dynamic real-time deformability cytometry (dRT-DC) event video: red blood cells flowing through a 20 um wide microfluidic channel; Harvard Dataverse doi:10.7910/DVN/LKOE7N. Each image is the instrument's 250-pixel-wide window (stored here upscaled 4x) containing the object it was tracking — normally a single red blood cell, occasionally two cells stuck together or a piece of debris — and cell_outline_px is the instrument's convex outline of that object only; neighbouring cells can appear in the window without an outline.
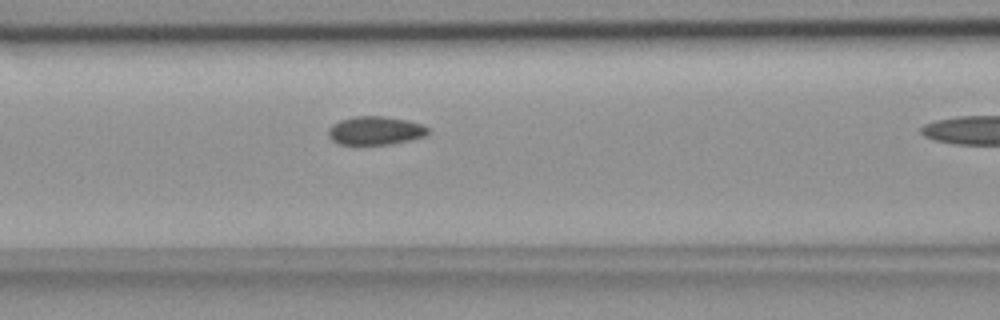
{"species": "common noctule bat (a hibernating species)", "species_latin": "Nyctalus noctula", "temperature_condition": "room temperature", "stored_images_in_passage": 33, "camera_frame_rate_fps": 3000, "um_per_image_px": 0.085, "animal": {"sex": "female", "body_mass_g": 18.4}, "frame": {"image": 1, "passage_image": 12, "time_ms": 3.667, "image_size_px": [1000, 320], "cell_outline_px": [[428, 132], [424, 136], [408, 140], [388, 144], [340, 144], [332, 140], [328, 136], [328, 128], [332, 124], [340, 120], [352, 116], [384, 116], [408, 120], [420, 124], [428, 128]], "centroid_in_image_um": [31.85, 11.08], "position_along_channel_um": 134.7, "area_um2": 16.42}}
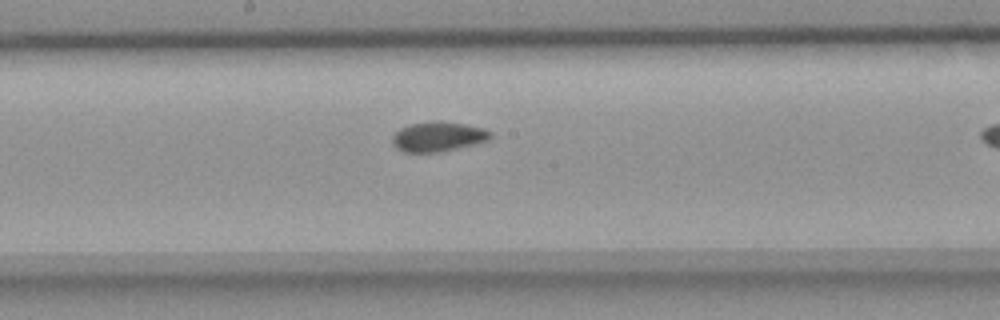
{"frame": {"image": 2, "passage_image": 18, "time_ms": 5.667, "image_size_px": [1000, 320], "cell_outline_px": [[492, 136], [488, 140], [440, 152], [404, 152], [396, 148], [392, 144], [392, 136], [400, 128], [408, 124], [432, 120], [444, 120], [484, 128], [492, 132]], "centroid_in_image_um": [37.21, 11.59], "position_along_channel_um": 211.0, "area_um2": 17.22}}
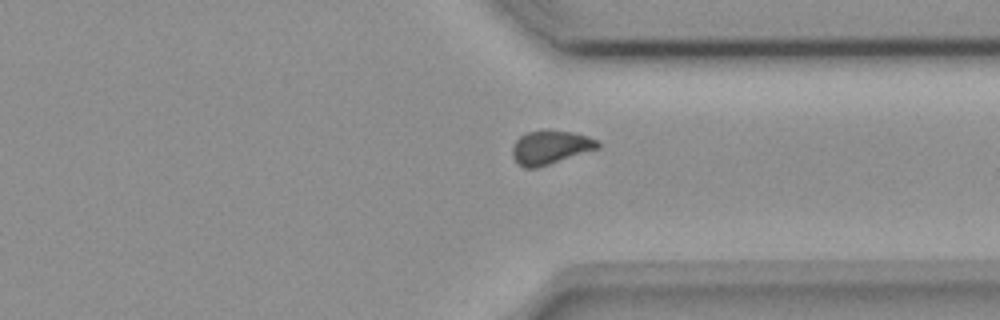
{"frame": {"image": 3, "passage_image": 30, "time_ms": 9.667, "image_size_px": [1000, 320], "cell_outline_px": [[600, 148], [536, 168], [524, 168], [512, 156], [512, 144], [524, 132], [544, 128], [572, 132], [588, 136], [600, 140]], "centroid_in_image_um": [46.78, 12.48], "position_along_channel_um": 364.6, "area_um2": 17.17}}